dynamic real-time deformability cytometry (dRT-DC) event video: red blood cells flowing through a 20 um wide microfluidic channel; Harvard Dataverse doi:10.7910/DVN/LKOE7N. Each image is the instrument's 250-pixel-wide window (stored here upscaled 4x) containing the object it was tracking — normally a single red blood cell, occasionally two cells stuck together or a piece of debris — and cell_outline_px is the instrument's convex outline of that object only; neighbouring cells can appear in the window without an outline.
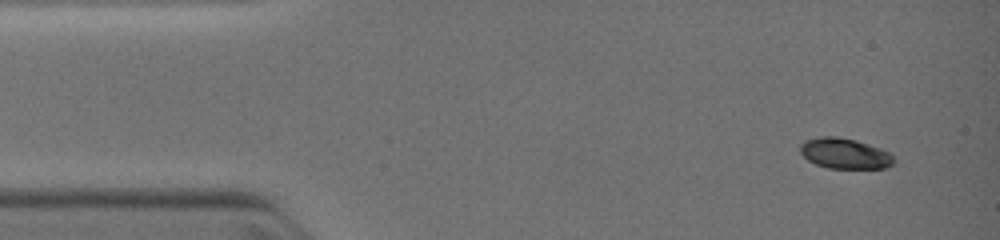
{"species": "common noctule bat (a hibernating species)", "species_latin": "Nyctalus noctula", "temperature_condition": "warm", "stored_images_in_passage": 57, "camera_frame_rate_fps": 3000, "um_per_image_px": 0.085, "animal": {"sex": "female", "body_mass_g": 19.0, "forearm_length_mm": 51.5}, "frame": {"image": 1, "passage_image": 1, "time_ms": 0.0, "image_size_px": [1000, 240], "cell_outline_px": [[892, 164], [884, 168], [828, 168], [816, 164], [808, 160], [800, 152], [800, 144], [808, 140], [820, 136], [836, 136], [856, 140], [888, 152], [892, 156]], "centroid_in_image_um": [71.75, 13.04], "position_along_channel_um": 13.2, "area_um2": 16.3}}
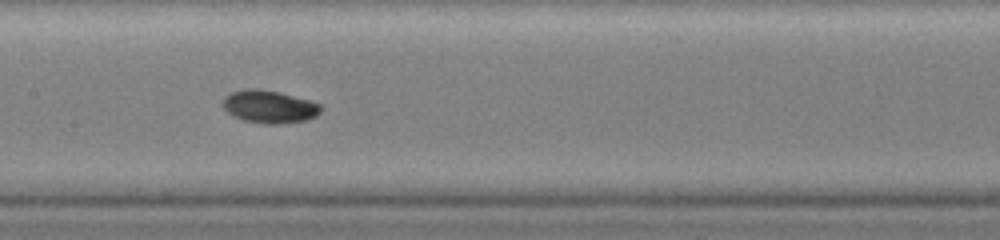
{"frame": {"image": 2, "passage_image": 27, "time_ms": 5.333, "image_size_px": [1000, 240], "cell_outline_px": [[320, 112], [316, 116], [304, 120], [284, 124], [264, 124], [244, 120], [232, 116], [224, 108], [224, 96], [232, 92], [248, 88], [256, 88], [276, 92], [308, 100], [320, 104]], "centroid_in_image_um": [22.87, 9.08], "position_along_channel_um": 184.5, "area_um2": 18.44}}
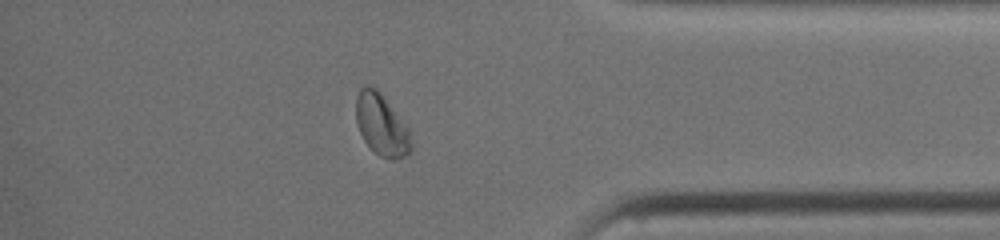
{"frame": {"image": 3, "passage_image": 50, "time_ms": 10.0, "image_size_px": [1000, 240], "cell_outline_px": [[412, 152], [408, 156], [392, 160], [388, 160], [380, 156], [364, 140], [356, 124], [356, 96], [360, 88], [364, 84], [376, 88], [380, 92], [408, 128], [412, 144]], "centroid_in_image_um": [32.43, 10.63], "position_along_channel_um": 402.8, "area_um2": 19.83}}